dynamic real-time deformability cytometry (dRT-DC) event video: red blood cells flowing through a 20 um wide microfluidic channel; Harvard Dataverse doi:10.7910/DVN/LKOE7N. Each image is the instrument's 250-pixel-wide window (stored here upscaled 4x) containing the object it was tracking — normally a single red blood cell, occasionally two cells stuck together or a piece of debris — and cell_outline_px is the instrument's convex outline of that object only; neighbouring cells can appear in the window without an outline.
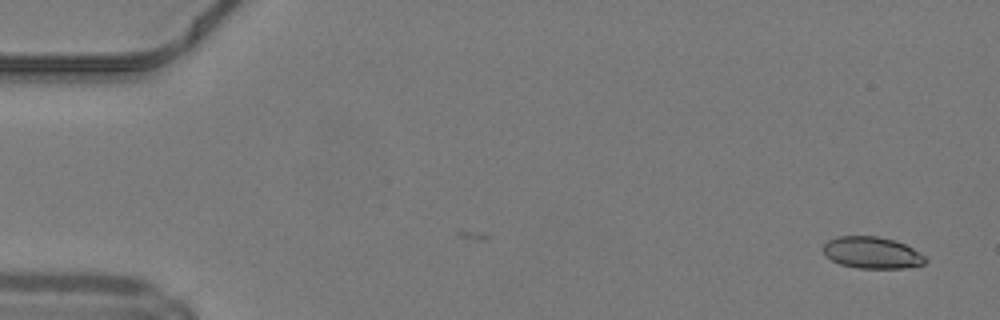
{"species": "common noctule bat (a hibernating species)", "species_latin": "Nyctalus noctula", "temperature_condition": "warm", "stored_images_in_passage": 48, "camera_frame_rate_fps": 3000, "um_per_image_px": 0.085, "animal": {"sex": "male", "body_mass_g": 19.2, "forearm_length_mm": 51.8}, "frame": {"image": 1, "passage_image": 1, "time_ms": 0.0, "image_size_px": [1000, 320], "cell_outline_px": [[928, 260], [924, 264], [904, 268], [860, 268], [840, 264], [824, 256], [824, 244], [828, 240], [836, 236], [876, 236], [896, 240], [912, 248], [924, 256]], "centroid_in_image_um": [74.11, 21.47], "position_along_channel_um": 10.9, "area_um2": 18.84}}
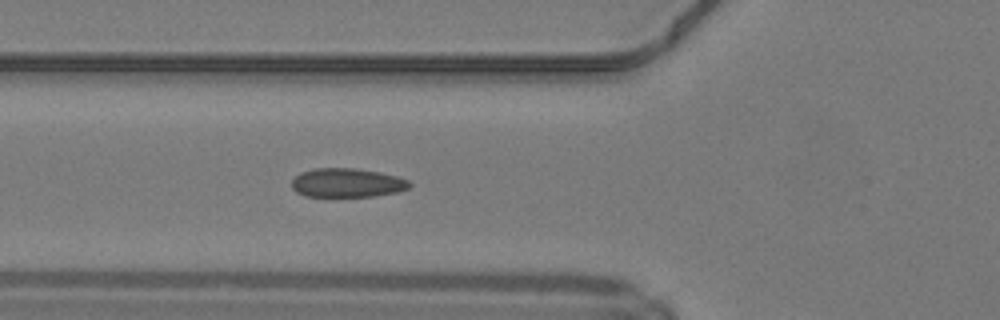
{"frame": {"image": 2, "passage_image": 17, "time_ms": 5.333, "image_size_px": [1000, 320], "cell_outline_px": [[412, 184], [408, 188], [400, 192], [372, 196], [304, 196], [296, 192], [292, 188], [292, 180], [300, 172], [316, 168], [356, 168], [380, 172], [396, 176], [408, 180]], "centroid_in_image_um": [29.51, 15.53], "position_along_channel_um": 96.3, "area_um2": 19.94}}
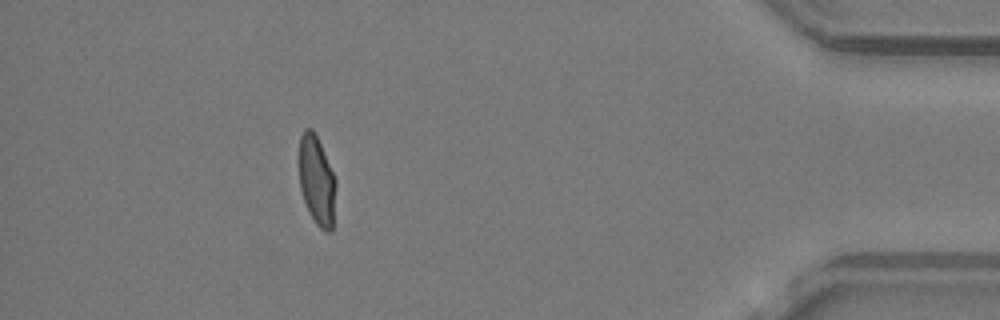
{"frame": {"image": 3, "passage_image": 43, "time_ms": 14.0, "image_size_px": [1000, 320], "cell_outline_px": [[336, 184], [332, 232], [328, 232], [320, 228], [316, 224], [308, 212], [300, 188], [296, 160], [296, 156], [300, 136], [304, 128], [312, 128], [320, 144], [336, 180]], "centroid_in_image_um": [26.86, 15.31], "position_along_channel_um": 408.3, "area_um2": 19.71}, "authors_computed_cell_mechanics": {"area_um2": 19.8254, "velocity_mm_per_s": 4.2135, "shape_relaxation_time_tau1_ms": null, "shape_relaxation_time_tau2_ms": 0.4971, "deformation_change_tau1": null, "deformation_change_tau2": 0.0542}}